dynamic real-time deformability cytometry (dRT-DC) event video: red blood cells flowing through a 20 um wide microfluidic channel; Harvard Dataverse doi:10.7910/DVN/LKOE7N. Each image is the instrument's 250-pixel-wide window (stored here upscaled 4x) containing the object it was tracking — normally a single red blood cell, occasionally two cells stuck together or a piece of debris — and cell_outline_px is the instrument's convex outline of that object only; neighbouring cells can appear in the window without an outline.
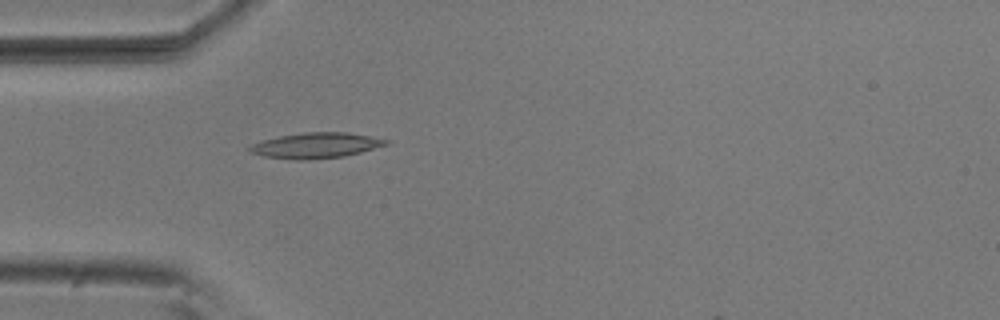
{"species": "common noctule bat (a hibernating species)", "species_latin": "Nyctalus noctula", "temperature_condition": "room temperature", "stored_images_in_passage": 4, "camera_frame_rate_fps": 3000, "um_per_image_px": 0.085, "animal": {"sex": "male", "body_mass_g": 20.5, "forearm_length_mm": 52.5}, "frame": {"image": 1, "passage_image": 4, "time_ms": 1.0, "image_size_px": [1000, 320], "cell_outline_px": [[392, 140], [388, 144], [360, 152], [344, 156], [308, 160], [296, 160], [264, 156], [248, 152], [248, 148], [252, 144], [260, 140], [280, 136], [304, 132], [348, 132]], "centroid_in_image_um": [26.84, 12.36], "position_along_channel_um": 58.2, "area_um2": 20.35}}